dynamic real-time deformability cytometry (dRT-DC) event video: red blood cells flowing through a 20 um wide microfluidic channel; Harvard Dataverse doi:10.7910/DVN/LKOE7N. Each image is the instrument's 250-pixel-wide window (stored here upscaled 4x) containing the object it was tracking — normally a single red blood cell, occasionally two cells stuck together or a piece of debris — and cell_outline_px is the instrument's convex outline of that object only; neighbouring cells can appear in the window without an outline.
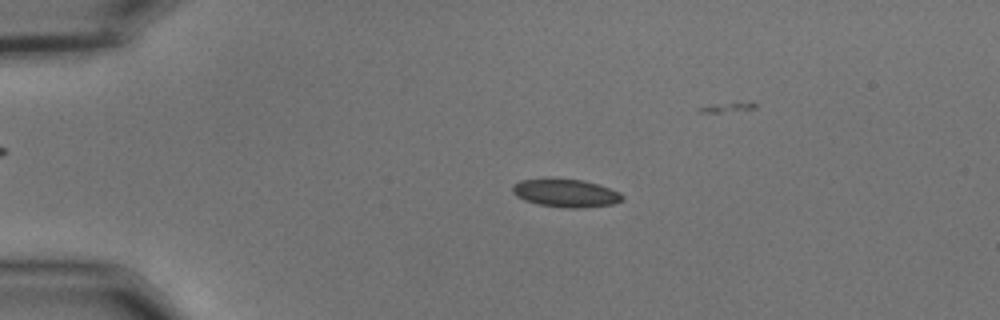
{"species": "common noctule bat (a hibernating species)", "species_latin": "Nyctalus noctula", "temperature_condition": "cold", "stored_images_in_passage": 47, "camera_frame_rate_fps": 3000, "um_per_image_px": 0.085, "animal": {"sex": "male", "body_mass_g": 15.6}, "frame": {"image": 1, "passage_image": 12, "time_ms": 3.667, "image_size_px": [1000, 320], "cell_outline_px": [[624, 200], [616, 204], [580, 208], [564, 208], [540, 204], [524, 200], [516, 196], [512, 192], [512, 184], [520, 180], [584, 180], [620, 192], [624, 196]], "centroid_in_image_um": [48.12, 16.44], "position_along_channel_um": 36.9, "area_um2": 17.69}}
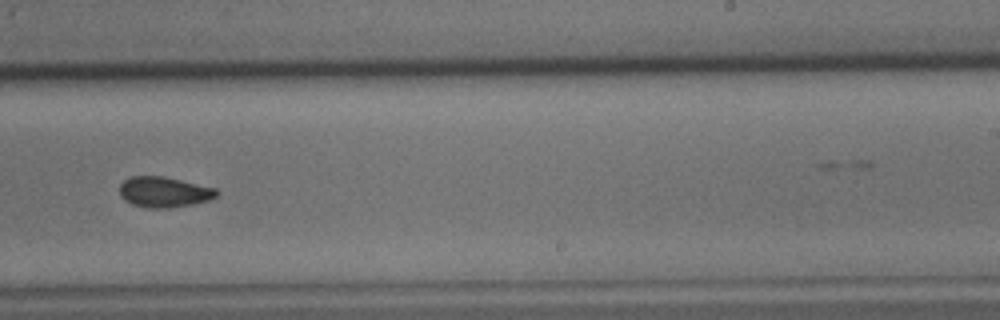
{"frame": {"image": 2, "passage_image": 35, "time_ms": 11.333, "image_size_px": [1000, 320], "cell_outline_px": [[220, 192], [216, 196], [208, 200], [192, 204], [168, 208], [148, 208], [132, 204], [124, 200], [120, 196], [120, 184], [128, 176], [164, 176], [216, 188]], "centroid_in_image_um": [13.92, 16.31], "position_along_channel_um": 275.1, "area_um2": 17.34}}
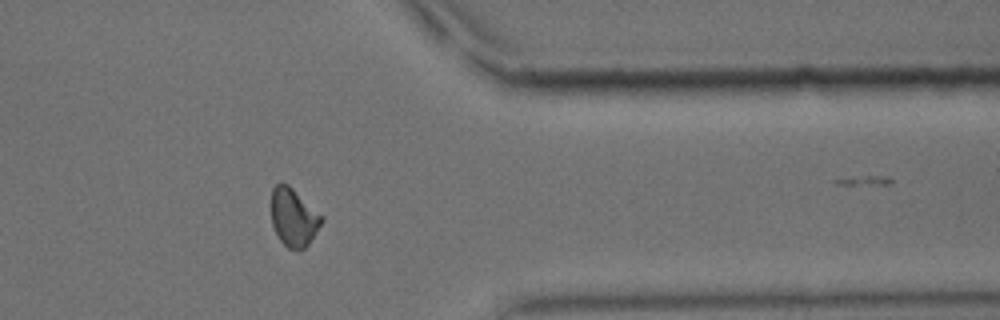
{"frame": {"image": 3, "passage_image": 45, "time_ms": 14.667, "image_size_px": [1000, 320], "cell_outline_px": [[324, 220], [308, 244], [304, 248], [288, 248], [280, 240], [272, 224], [272, 188], [280, 180], [288, 184], [324, 216]], "centroid_in_image_um": [24.97, 18.43], "position_along_channel_um": 386.4, "area_um2": 16.94}}